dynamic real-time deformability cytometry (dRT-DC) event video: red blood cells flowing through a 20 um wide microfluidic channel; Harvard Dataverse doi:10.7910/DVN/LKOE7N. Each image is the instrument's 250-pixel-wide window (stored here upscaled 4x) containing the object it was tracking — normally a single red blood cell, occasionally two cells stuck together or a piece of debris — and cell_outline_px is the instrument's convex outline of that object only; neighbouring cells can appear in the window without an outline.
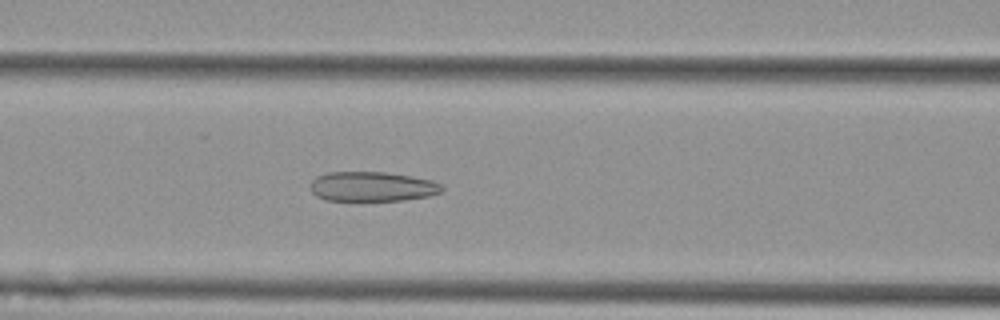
{"species": "Egyptian fruit bat (a non-hibernating species)", "species_latin": "Rousettus aegyptiacus", "temperature_condition": "cold", "stored_images_in_passage": 56, "camera_frame_rate_fps": 3000, "um_per_image_px": 0.085, "animal": {"sex": "female"}, "frame": {"image": 1, "passage_image": 23, "time_ms": 7.333, "image_size_px": [1000, 320], "cell_outline_px": [[444, 192], [428, 196], [404, 200], [328, 200], [316, 196], [308, 188], [308, 184], [316, 176], [328, 172], [388, 172], [412, 176], [432, 180], [440, 184], [444, 188]], "centroid_in_image_um": [31.63, 15.85], "position_along_channel_um": 135.0, "area_um2": 23.0}}
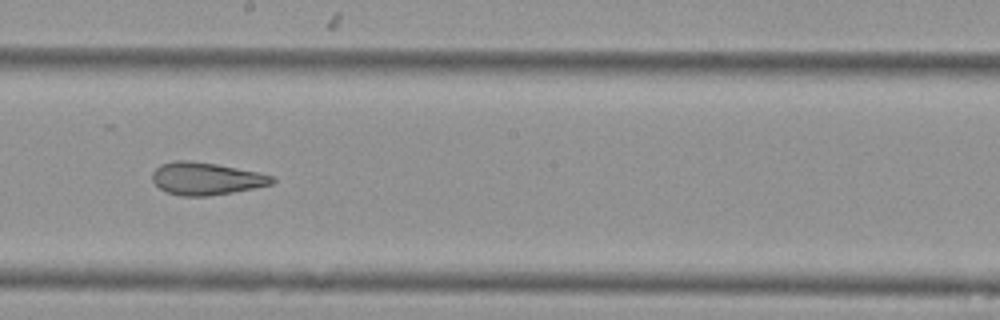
{"frame": {"image": 2, "passage_image": 31, "time_ms": 10.0, "image_size_px": [1000, 320], "cell_outline_px": [[276, 180], [272, 184], [232, 192], [208, 196], [180, 196], [168, 192], [160, 188], [152, 180], [152, 172], [160, 164], [176, 160], [188, 160], [216, 164], [256, 172], [272, 176]], "centroid_in_image_um": [17.48, 15.18], "position_along_channel_um": 230.7, "area_um2": 22.43}}
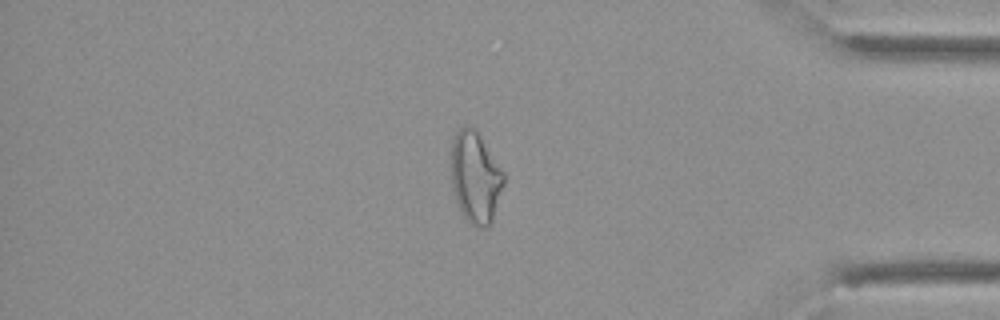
{"frame": {"image": 3, "passage_image": 47, "time_ms": 15.333, "image_size_px": [1000, 320], "cell_outline_px": [[504, 184], [492, 224], [484, 228], [480, 228], [468, 224], [460, 212], [456, 204], [452, 188], [452, 140], [456, 132], [464, 124], [476, 128], [504, 172]], "centroid_in_image_um": [40.41, 15.1], "position_along_channel_um": 394.8, "area_um2": 28.61}, "authors_computed_cell_mechanics": {"area_um2": 28.4954, "velocity_mm_per_s": 3.6069, "shape_relaxation_time_tau1_ms": null, "shape_relaxation_time_tau2_ms": 2.4416, "deformation_change_tau1": null, "deformation_change_tau2": 0.1055}}